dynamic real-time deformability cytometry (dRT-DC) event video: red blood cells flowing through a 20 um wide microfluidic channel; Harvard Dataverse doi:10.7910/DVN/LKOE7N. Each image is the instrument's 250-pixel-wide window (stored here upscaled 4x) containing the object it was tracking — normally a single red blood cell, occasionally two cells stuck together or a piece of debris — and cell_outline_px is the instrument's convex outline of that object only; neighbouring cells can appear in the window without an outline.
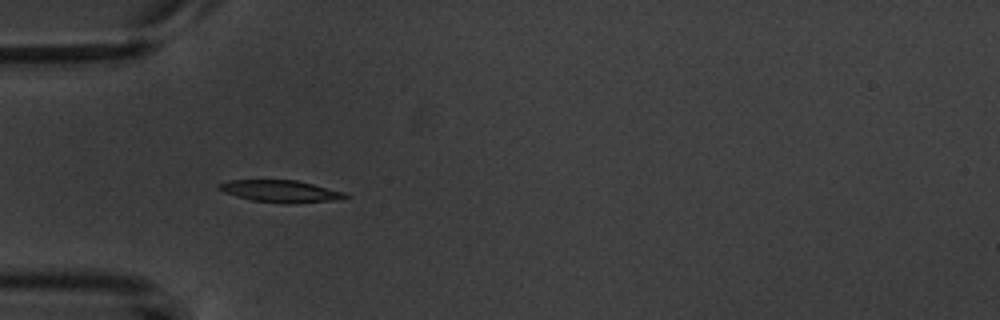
{"species": "common noctule bat (a hibernating species)", "species_latin": "Nyctalus noctula", "temperature_condition": "warm", "stored_images_in_passage": 5, "camera_frame_rate_fps": 3000, "um_per_image_px": 0.085, "animal": {"sex": "male", "body_mass_g": 20.1, "forearm_length_mm": 53.5}, "frame": {"image": 1, "passage_image": 4, "time_ms": 4.333, "image_size_px": [1000, 320], "cell_outline_px": [[352, 196], [344, 200], [292, 204], [288, 204], [252, 200], [236, 196], [224, 192], [216, 188], [216, 184], [228, 180], [296, 180], [344, 192]], "centroid_in_image_um": [23.89, 16.27], "position_along_channel_um": 61.1, "area_um2": 16.53}}